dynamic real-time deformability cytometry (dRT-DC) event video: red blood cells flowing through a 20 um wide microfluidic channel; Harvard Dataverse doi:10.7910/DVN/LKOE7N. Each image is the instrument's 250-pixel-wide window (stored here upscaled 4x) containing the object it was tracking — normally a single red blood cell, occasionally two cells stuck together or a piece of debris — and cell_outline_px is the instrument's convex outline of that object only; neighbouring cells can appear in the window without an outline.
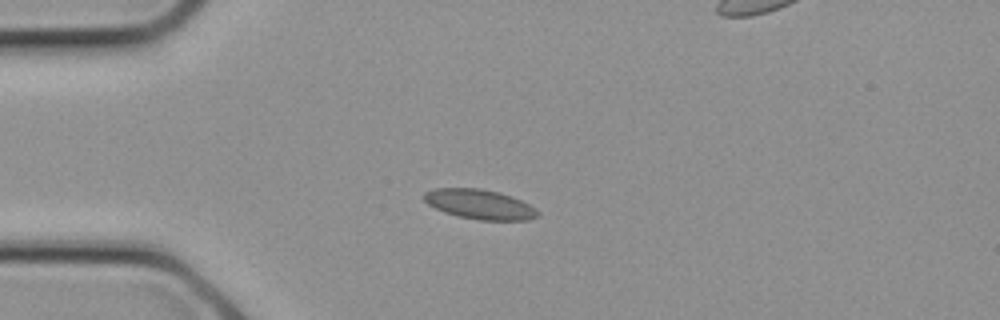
{"species": "common noctule bat (a hibernating species)", "species_latin": "Nyctalus noctula", "temperature_condition": "cold", "stored_images_in_passage": 12, "camera_frame_rate_fps": 3000, "um_per_image_px": 0.085, "animal": {"sex": "female", "body_mass_g": 21.9}, "frame": {"image": 1, "passage_image": 6, "time_ms": 1.667, "image_size_px": [1000, 320], "cell_outline_px": [[540, 216], [528, 220], [480, 220], [456, 216], [444, 212], [428, 204], [424, 200], [424, 192], [436, 188], [480, 188], [500, 192], [512, 196], [536, 208], [540, 212]], "centroid_in_image_um": [40.8, 17.37], "position_along_channel_um": 44.2, "area_um2": 19.83}}
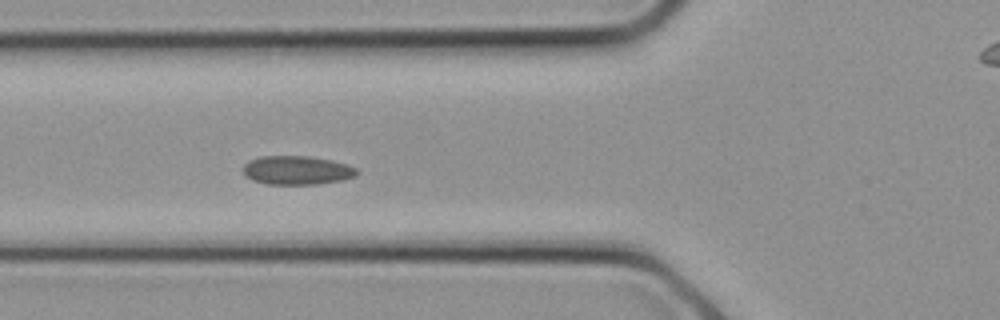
{"frame": {"image": 2, "passage_image": 9, "time_ms": 2.667, "image_size_px": [1000, 320], "cell_outline_px": [[356, 176], [344, 180], [316, 184], [268, 184], [252, 180], [244, 176], [244, 164], [248, 160], [260, 156], [308, 156], [332, 160], [348, 164], [356, 168]], "centroid_in_image_um": [25.23, 14.47], "position_along_channel_um": 100.6, "area_um2": 19.19}}
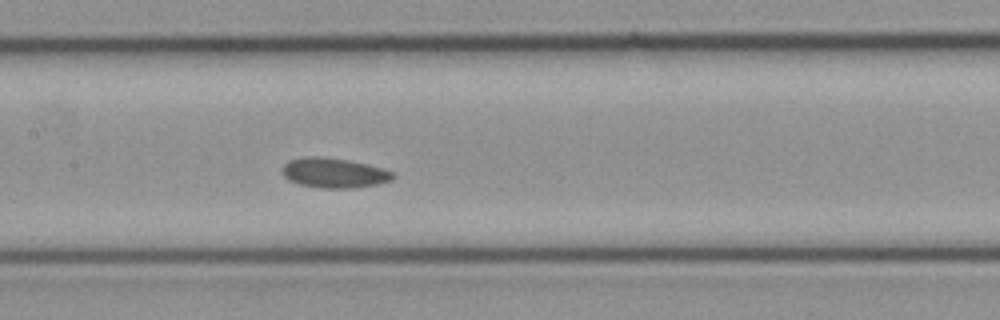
{"frame": {"image": 3, "passage_image": 12, "time_ms": 3.667, "image_size_px": [1000, 320], "cell_outline_px": [[396, 176], [392, 180], [376, 184], [352, 188], [324, 188], [300, 184], [288, 180], [280, 172], [280, 168], [288, 160], [304, 156], [324, 156], [348, 160], [368, 164], [384, 168], [396, 172]], "centroid_in_image_um": [28.39, 14.68], "position_along_channel_um": 179.0, "area_um2": 19.65}}